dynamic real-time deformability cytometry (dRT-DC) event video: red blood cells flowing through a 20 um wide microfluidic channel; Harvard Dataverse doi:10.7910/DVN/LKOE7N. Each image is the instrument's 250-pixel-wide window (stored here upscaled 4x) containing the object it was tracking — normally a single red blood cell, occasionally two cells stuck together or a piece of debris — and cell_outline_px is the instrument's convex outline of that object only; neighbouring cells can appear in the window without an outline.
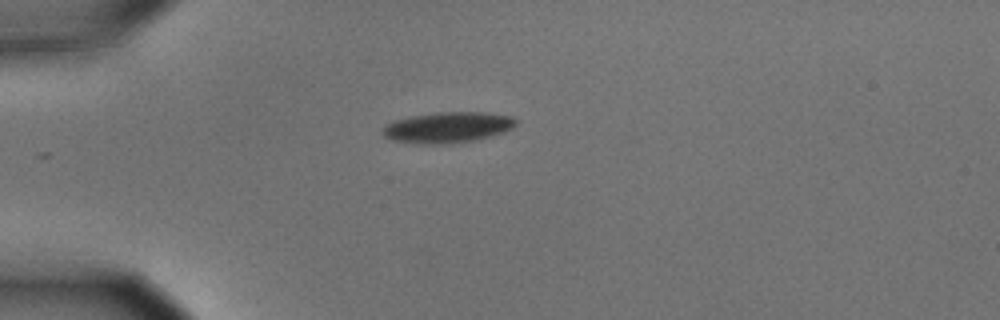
{"species": "common noctule bat (a hibernating species)", "species_latin": "Nyctalus noctula", "temperature_condition": "cold", "stored_images_in_passage": 1, "camera_frame_rate_fps": 3000, "um_per_image_px": 0.085, "animal": {"sex": "male", "body_mass_g": 15.6}, "frame": {"image": 1, "passage_image": 1, "time_ms": 0.0, "image_size_px": [1000, 320], "cell_outline_px": [[516, 124], [512, 128], [504, 132], [492, 136], [476, 140], [452, 144], [420, 144], [392, 140], [384, 136], [380, 132], [380, 128], [384, 124], [392, 120], [408, 116], [436, 112], [484, 112], [512, 116], [516, 120]], "centroid_in_image_um": [37.99, 10.83], "position_along_channel_um": 47.0, "area_um2": 24.51}}